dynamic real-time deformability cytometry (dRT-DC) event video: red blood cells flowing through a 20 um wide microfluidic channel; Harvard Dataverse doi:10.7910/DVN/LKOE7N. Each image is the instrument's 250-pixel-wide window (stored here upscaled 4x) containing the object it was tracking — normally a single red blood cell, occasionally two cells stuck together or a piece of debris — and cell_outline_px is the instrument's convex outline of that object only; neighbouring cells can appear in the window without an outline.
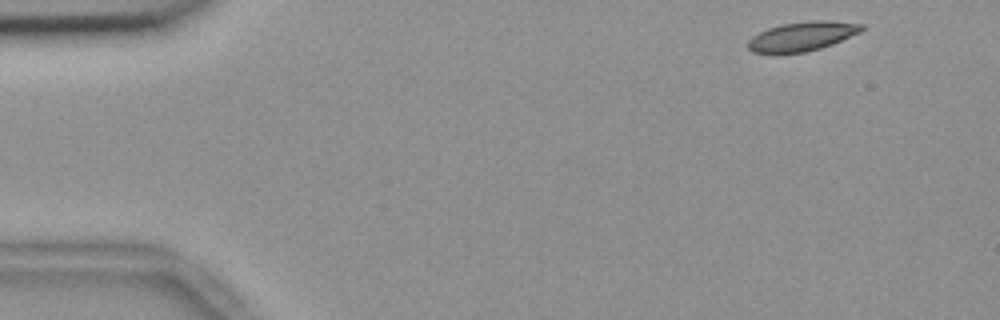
{"species": "common noctule bat (a hibernating species)", "species_latin": "Nyctalus noctula", "temperature_condition": "room temperature", "stored_images_in_passage": 52, "camera_frame_rate_fps": 3000, "um_per_image_px": 0.085, "animal": {"sex": "female", "body_mass_g": 18.4}, "frame": {"image": 1, "passage_image": 2, "time_ms": 0.333, "image_size_px": [1000, 320], "cell_outline_px": [[864, 28], [840, 40], [804, 52], [756, 52], [748, 48], [748, 44], [760, 32], [784, 24], [860, 24]], "centroid_in_image_um": [68.06, 3.15], "position_along_channel_um": 16.9, "area_um2": 16.7}}
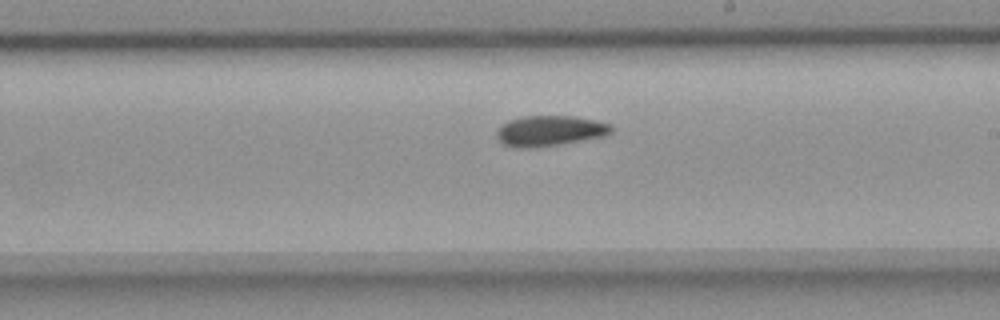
{"frame": {"image": 2, "passage_image": 29, "time_ms": 9.333, "image_size_px": [1000, 320], "cell_outline_px": [[612, 128], [608, 132], [596, 136], [552, 144], [508, 144], [500, 140], [500, 128], [504, 124], [512, 120], [532, 116], [568, 116], [608, 124]], "centroid_in_image_um": [46.75, 11.05], "position_along_channel_um": 242.2, "area_um2": 17.63}}
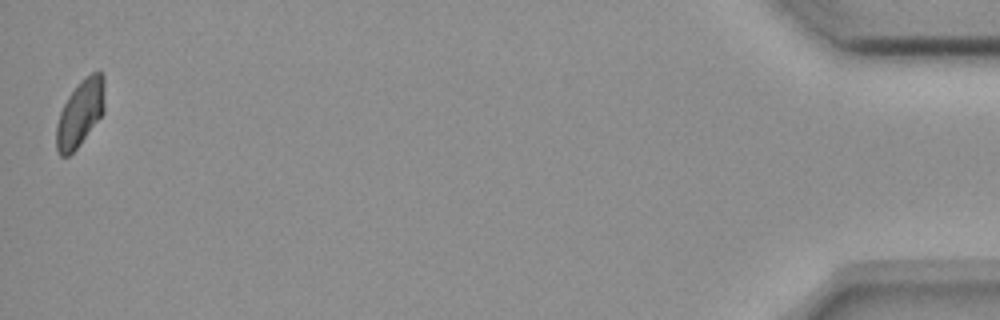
{"frame": {"image": 3, "passage_image": 52, "time_ms": 17.0, "image_size_px": [1000, 320], "cell_outline_px": [[104, 112], [76, 148], [68, 156], [60, 156], [56, 148], [56, 128], [60, 112], [64, 104], [72, 92], [92, 72], [100, 72], [104, 76]], "centroid_in_image_um": [6.81, 9.65], "position_along_channel_um": 428.4, "area_um2": 18.09}, "authors_computed_cell_mechanics": {"area_um2": 17.918, "velocity_mm_per_s": 3.6282, "shape_relaxation_time_tau1_ms": null, "shape_relaxation_time_tau2_ms": 6.9705, "deformation_change_tau1": null, "deformation_change_tau2": 0.106}}